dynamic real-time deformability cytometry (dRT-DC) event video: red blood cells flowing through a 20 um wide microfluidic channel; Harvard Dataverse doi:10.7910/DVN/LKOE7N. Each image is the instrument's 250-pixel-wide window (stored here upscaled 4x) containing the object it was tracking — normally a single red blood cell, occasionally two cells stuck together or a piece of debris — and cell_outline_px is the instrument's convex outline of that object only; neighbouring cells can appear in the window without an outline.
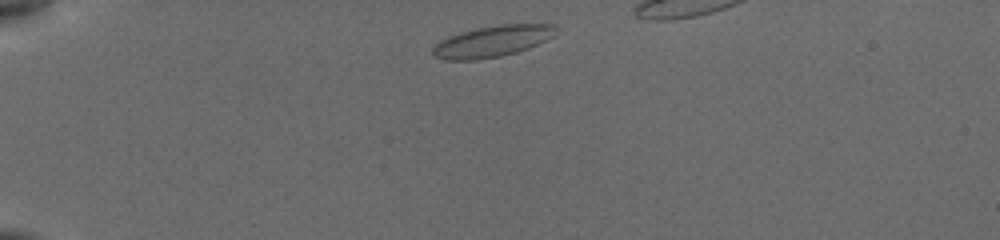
{"species": "common noctule bat (a hibernating species)", "species_latin": "Nyctalus noctula", "temperature_condition": "cold", "stored_images_in_passage": 33, "camera_frame_rate_fps": 3000, "um_per_image_px": 0.085, "animal": {"sex": "female", "body_mass_g": 19.5, "forearm_length_mm": 54.1}, "frame": {"image": 1, "passage_image": 2, "time_ms": 0.333, "image_size_px": [1000, 240], "cell_outline_px": [[560, 28], [556, 36], [528, 48], [516, 52], [500, 56], [476, 60], [444, 60], [436, 56], [432, 52], [432, 48], [440, 40], [448, 36], [460, 32], [476, 28], [504, 24], [556, 24]], "centroid_in_image_um": [41.91, 3.5], "position_along_channel_um": 43.1, "area_um2": 22.66}}
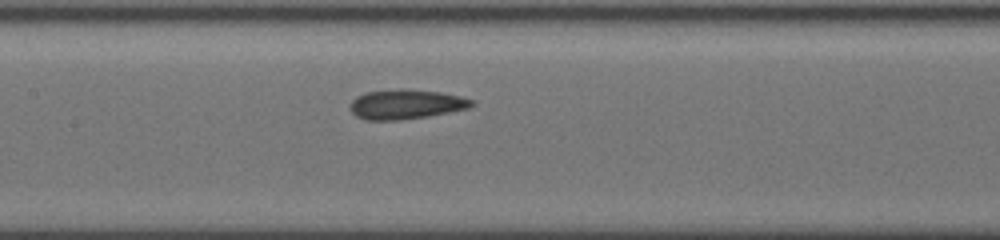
{"frame": {"image": 2, "passage_image": 24, "time_ms": 5.0, "image_size_px": [1000, 240], "cell_outline_px": [[476, 104], [468, 108], [428, 116], [400, 120], [364, 120], [356, 116], [348, 108], [348, 104], [356, 96], [368, 92], [400, 88], [408, 88], [440, 92], [460, 96], [472, 100]], "centroid_in_image_um": [34.46, 8.86], "position_along_channel_um": 172.9, "area_um2": 21.21}}
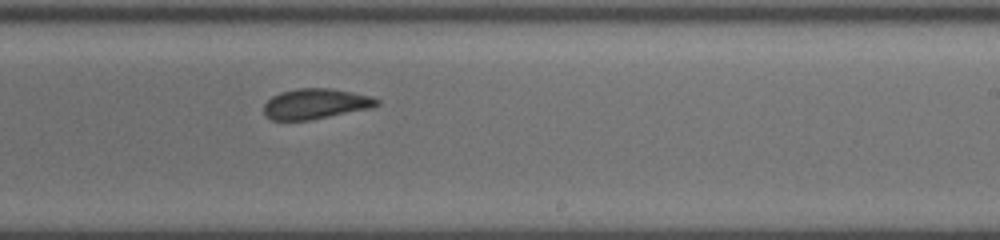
{"frame": {"image": 3, "passage_image": 33, "time_ms": 7.333, "image_size_px": [1000, 240], "cell_outline_px": [[380, 104], [372, 108], [308, 120], [272, 120], [264, 112], [264, 104], [272, 96], [280, 92], [296, 88], [328, 88], [352, 92], [372, 96], [380, 100]], "centroid_in_image_um": [26.85, 8.81], "position_along_channel_um": 262.2, "area_um2": 19.94}}